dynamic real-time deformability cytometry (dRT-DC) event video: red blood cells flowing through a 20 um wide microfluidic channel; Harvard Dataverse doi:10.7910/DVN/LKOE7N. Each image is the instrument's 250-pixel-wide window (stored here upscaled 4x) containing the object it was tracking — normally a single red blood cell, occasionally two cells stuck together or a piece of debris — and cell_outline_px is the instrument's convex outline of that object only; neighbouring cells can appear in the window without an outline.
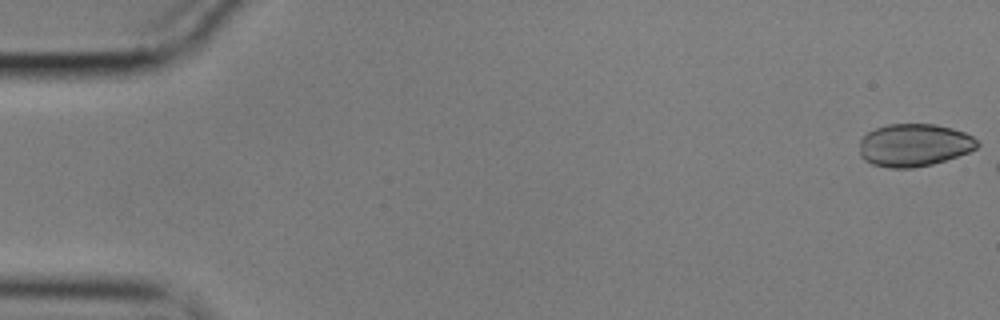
{"species": "common noctule bat (a hibernating species)", "species_latin": "Nyctalus noctula", "temperature_condition": "cold", "stored_images_in_passage": 10, "camera_frame_rate_fps": 3000, "um_per_image_px": 0.085, "animal": {"sex": "male", "body_mass_g": 17.9}, "frame": {"image": 1, "passage_image": 1, "time_ms": 0.0, "image_size_px": [1000, 320], "cell_outline_px": [[980, 144], [976, 148], [968, 152], [932, 164], [912, 168], [892, 168], [872, 164], [864, 160], [860, 156], [860, 140], [868, 132], [876, 128], [888, 124], [936, 124], [952, 128], [964, 132], [972, 136]], "centroid_in_image_um": [77.69, 12.33], "position_along_channel_um": 7.3, "area_um2": 29.19}}